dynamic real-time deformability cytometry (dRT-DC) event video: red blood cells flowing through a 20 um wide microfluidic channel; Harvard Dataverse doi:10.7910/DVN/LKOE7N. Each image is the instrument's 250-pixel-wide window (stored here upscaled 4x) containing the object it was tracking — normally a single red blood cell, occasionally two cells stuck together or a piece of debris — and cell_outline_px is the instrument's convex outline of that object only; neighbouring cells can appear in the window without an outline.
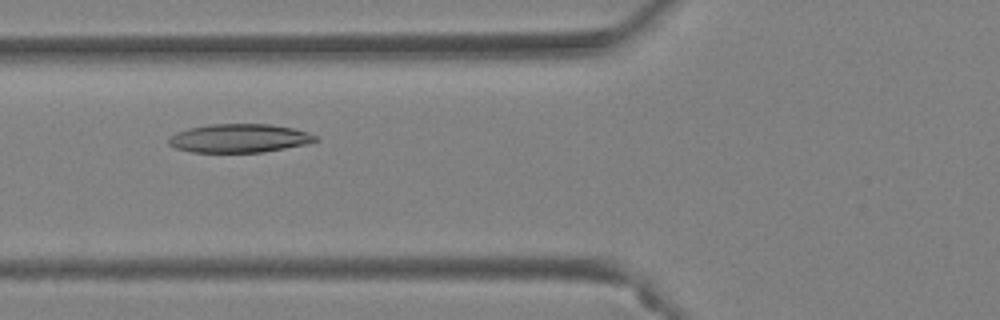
{"species": "Egyptian fruit bat (a non-hibernating species)", "species_latin": "Rousettus aegyptiacus", "temperature_condition": "warm", "stored_images_in_passage": 27, "camera_frame_rate_fps": 3000, "um_per_image_px": 0.085, "animal": {"sex": "female"}, "frame": {"image": 1, "passage_image": 3, "time_ms": 0.667, "image_size_px": [1000, 320], "cell_outline_px": [[320, 140], [308, 144], [264, 152], [192, 152], [176, 148], [168, 144], [168, 140], [176, 132], [188, 128], [212, 124], [268, 124], [292, 128], [308, 132], [316, 136]], "centroid_in_image_um": [20.37, 11.75], "position_along_channel_um": 105.4, "area_um2": 24.45}}
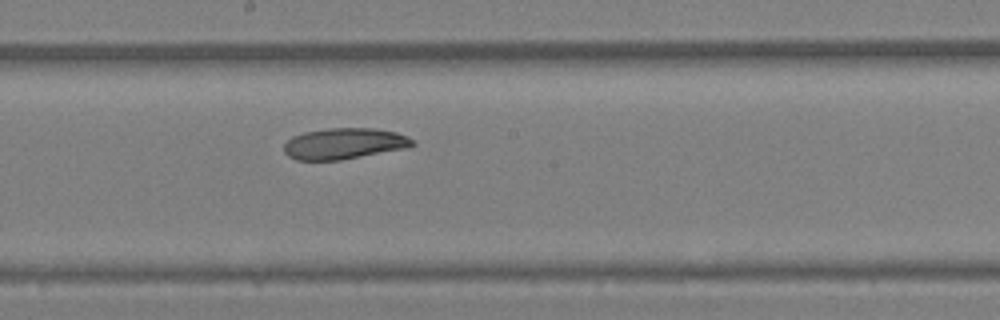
{"frame": {"image": 2, "passage_image": 11, "time_ms": 3.333, "image_size_px": [1000, 320], "cell_outline_px": [[416, 144], [408, 148], [340, 160], [296, 160], [288, 156], [284, 152], [284, 144], [292, 136], [304, 132], [328, 128], [376, 128], [396, 132], [408, 136]], "centroid_in_image_um": [29.26, 12.2], "position_along_channel_um": 218.9, "area_um2": 23.41}}
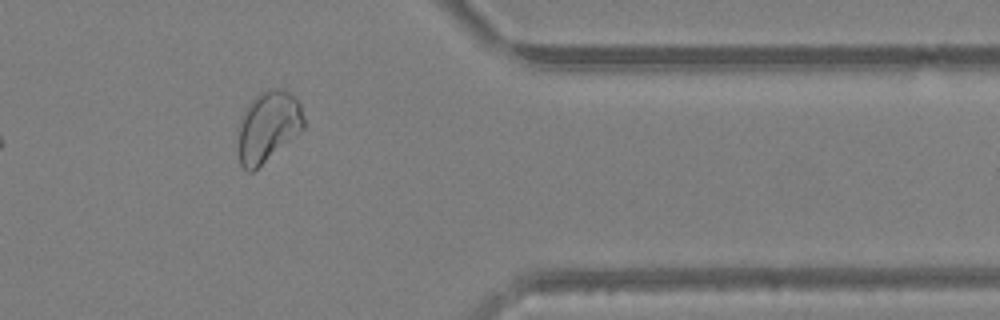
{"frame": {"image": 3, "passage_image": 24, "time_ms": 7.667, "image_size_px": [1000, 320], "cell_outline_px": [[304, 128], [300, 132], [252, 172], [248, 172], [240, 164], [240, 124], [244, 112], [252, 100], [260, 92], [268, 88], [276, 88], [288, 92], [300, 104], [304, 120]], "centroid_in_image_um": [22.81, 10.74], "position_along_channel_um": 388.6, "area_um2": 26.24}}